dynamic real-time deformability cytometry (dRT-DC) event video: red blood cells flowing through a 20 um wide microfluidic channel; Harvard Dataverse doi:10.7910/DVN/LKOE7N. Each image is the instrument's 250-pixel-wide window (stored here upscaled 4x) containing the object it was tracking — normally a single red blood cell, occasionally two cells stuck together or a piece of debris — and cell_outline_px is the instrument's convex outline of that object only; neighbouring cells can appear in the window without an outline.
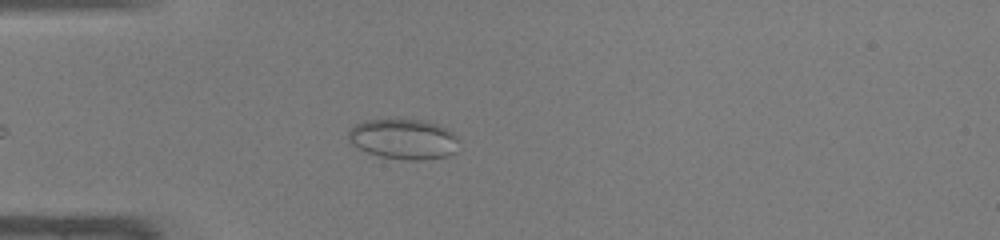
{"species": "common noctule bat (a hibernating species)", "species_latin": "Nyctalus noctula", "temperature_condition": "warm", "stored_images_in_passage": 37, "camera_frame_rate_fps": 3000, "um_per_image_px": 0.085, "animal": {"sex": "male", "body_mass_g": 19.0, "forearm_length_mm": 50.8}, "frame": {"image": 1, "passage_image": 6, "time_ms": 1.667, "image_size_px": [1000, 240], "cell_outline_px": [[456, 152], [448, 156], [420, 160], [408, 160], [380, 156], [368, 152], [352, 144], [348, 140], [348, 132], [356, 124], [364, 120], [428, 120], [440, 124], [448, 128], [456, 136]], "centroid_in_image_um": [34.33, 11.81], "position_along_channel_um": 50.7, "area_um2": 25.84}}
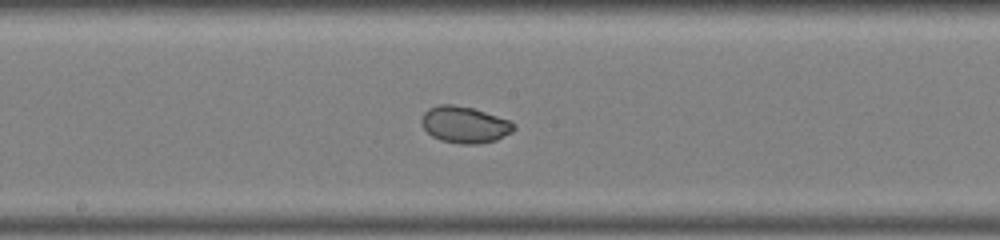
{"frame": {"image": 2, "passage_image": 18, "time_ms": 5.667, "image_size_px": [1000, 240], "cell_outline_px": [[516, 128], [512, 132], [496, 140], [480, 144], [460, 144], [440, 140], [432, 136], [420, 124], [420, 120], [424, 112], [428, 108], [440, 104], [452, 104], [472, 108], [508, 120], [516, 124]], "centroid_in_image_um": [39.47, 10.6], "position_along_channel_um": 208.7, "area_um2": 19.71}}
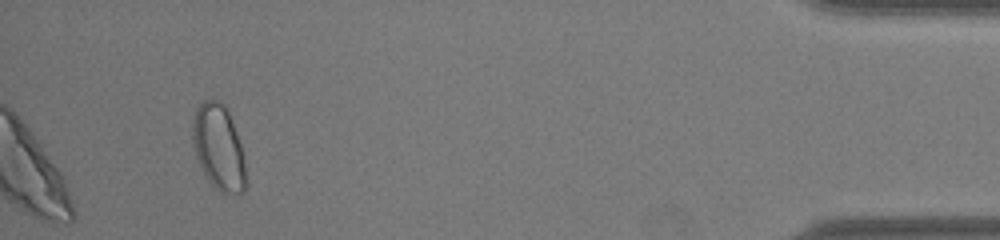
{"frame": {"image": 3, "passage_image": 37, "time_ms": 12.0, "image_size_px": [1000, 240], "cell_outline_px": [[244, 192], [224, 192], [216, 188], [208, 180], [200, 164], [192, 140], [192, 124], [196, 108], [204, 100], [216, 100], [224, 104], [228, 108], [240, 144], [244, 164]], "centroid_in_image_um": [18.56, 12.46], "position_along_channel_um": 416.6, "area_um2": 25.72}, "authors_computed_cell_mechanics": {"area_um2": 20.6346, "velocity_mm_per_s": 4.2802, "shape_relaxation_time_tau1_ms": 9.3708, "shape_relaxation_time_tau2_ms": null, "deformation_change_tau1": 0.1839, "deformation_change_tau2": null}}